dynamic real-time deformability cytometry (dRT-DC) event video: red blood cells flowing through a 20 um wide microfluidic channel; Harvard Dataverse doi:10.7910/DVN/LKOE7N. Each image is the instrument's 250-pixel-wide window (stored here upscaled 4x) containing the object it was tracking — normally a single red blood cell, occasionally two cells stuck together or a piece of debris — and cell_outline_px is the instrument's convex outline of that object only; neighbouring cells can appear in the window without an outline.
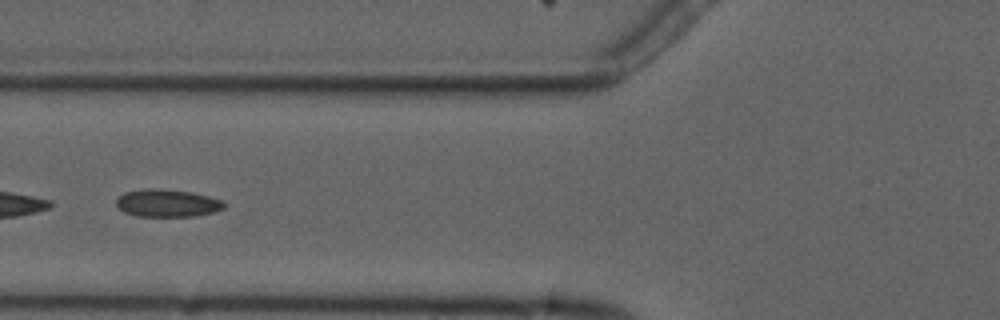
{"species": "common noctule bat (a hibernating species)", "species_latin": "Nyctalus noctula", "temperature_condition": "cold", "stored_images_in_passage": 6, "camera_frame_rate_fps": 3000, "um_per_image_px": 0.085, "animal": {"sex": "male", "forearm_length_mm": 52.5}, "frame": {"image": 1, "passage_image": 6, "time_ms": 5.667, "image_size_px": [1000, 320], "cell_outline_px": [[224, 208], [216, 212], [192, 216], [136, 216], [124, 212], [116, 204], [116, 200], [124, 192], [148, 188], [156, 188], [192, 192], [208, 196], [220, 200], [224, 204]], "centroid_in_image_um": [14.21, 17.26], "position_along_channel_um": 111.6, "area_um2": 17.22}}